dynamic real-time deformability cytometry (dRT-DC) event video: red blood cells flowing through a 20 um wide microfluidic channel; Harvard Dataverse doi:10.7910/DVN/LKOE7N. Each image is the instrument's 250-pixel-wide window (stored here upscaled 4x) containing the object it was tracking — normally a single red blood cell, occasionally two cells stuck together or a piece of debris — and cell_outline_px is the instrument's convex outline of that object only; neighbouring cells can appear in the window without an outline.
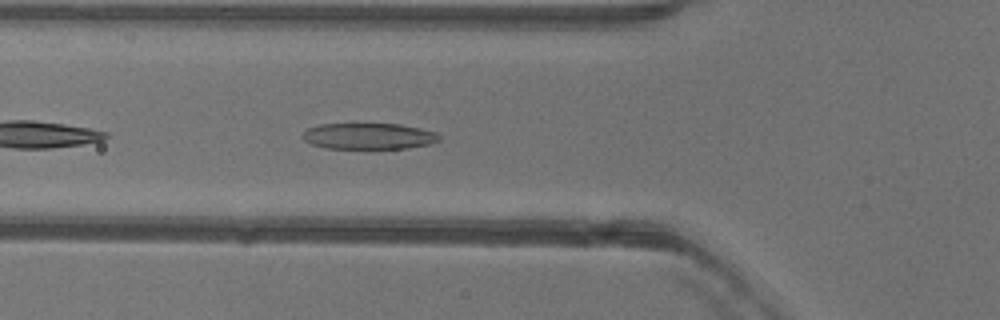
{"species": "common noctule bat (a hibernating species)", "species_latin": "Nyctalus noctula", "temperature_condition": "warm", "stored_images_in_passage": 36, "camera_frame_rate_fps": 3000, "um_per_image_px": 0.085, "animal": {"sex": "female"}, "frame": {"image": 1, "passage_image": 4, "time_ms": 1.0, "image_size_px": [1000, 320], "cell_outline_px": [[440, 140], [428, 144], [408, 148], [364, 152], [324, 148], [312, 144], [304, 140], [300, 136], [308, 128], [320, 124], [356, 120], [400, 124], [420, 128], [436, 132], [440, 136]], "centroid_in_image_um": [31.27, 11.57], "position_along_channel_um": 94.5, "area_um2": 23.12}}
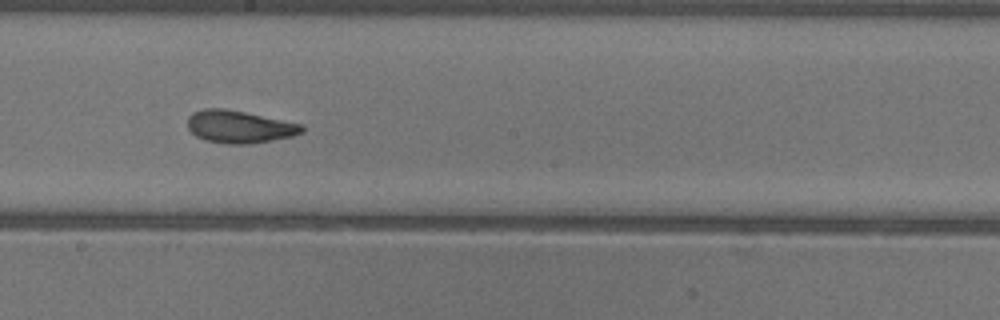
{"frame": {"image": 2, "passage_image": 14, "time_ms": 4.333, "image_size_px": [1000, 320], "cell_outline_px": [[304, 132], [292, 136], [272, 140], [248, 144], [224, 144], [204, 140], [196, 136], [188, 128], [188, 116], [192, 112], [204, 108], [224, 108], [304, 124]], "centroid_in_image_um": [20.34, 10.77], "position_along_channel_um": 227.9, "area_um2": 21.79}}
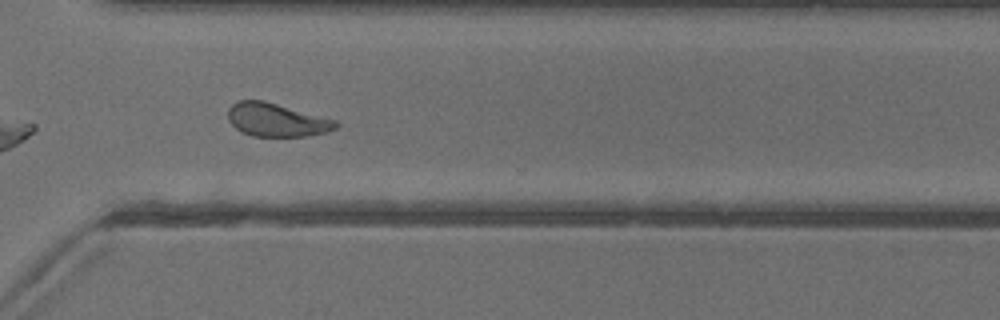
{"frame": {"image": 3, "passage_image": 23, "time_ms": 7.333, "image_size_px": [1000, 320], "cell_outline_px": [[340, 124], [336, 128], [328, 132], [304, 136], [252, 136], [236, 128], [228, 120], [228, 108], [232, 104], [240, 100], [264, 100], [336, 120]], "centroid_in_image_um": [23.51, 10.18], "position_along_channel_um": 347.1, "area_um2": 20.87}, "authors_computed_cell_mechanics": {"area_um2": 21.1837, "velocity_mm_per_s": 3.9831, "shape_relaxation_time_tau1_ms": 6.4383, "shape_relaxation_time_tau2_ms": 1.8234, "deformation_change_tau1": 0.1724, "deformation_change_tau2": 0.0906}}